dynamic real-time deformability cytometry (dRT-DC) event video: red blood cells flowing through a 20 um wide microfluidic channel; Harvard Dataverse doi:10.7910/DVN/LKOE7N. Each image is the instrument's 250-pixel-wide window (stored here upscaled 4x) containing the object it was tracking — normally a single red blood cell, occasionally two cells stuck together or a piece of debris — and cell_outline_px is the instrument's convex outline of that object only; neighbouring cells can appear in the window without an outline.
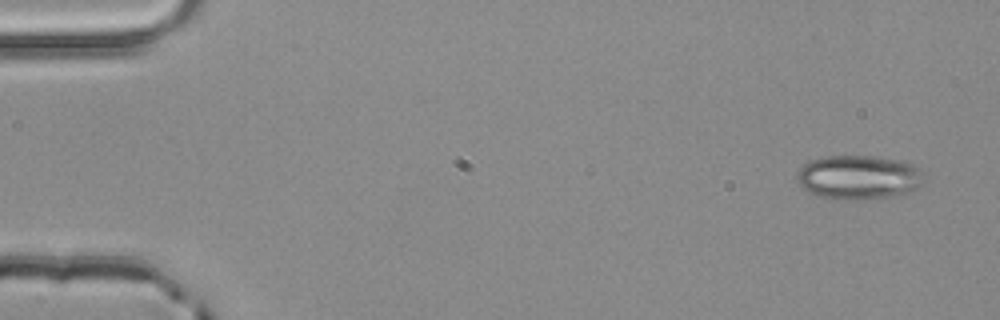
{"species": "common noctule bat (a hibernating species)", "species_latin": "Nyctalus noctula", "temperature_condition": "room temperature", "stored_images_in_passage": 3, "camera_frame_rate_fps": 3000, "um_per_image_px": 0.085, "animal": {"sex": "male", "body_mass_g": 20.4}, "frame": {"image": 1, "passage_image": 1, "time_ms": 0.0, "image_size_px": [1000, 320], "cell_outline_px": [[920, 184], [916, 188], [896, 196], [856, 200], [832, 200], [808, 192], [796, 180], [796, 172], [804, 164], [812, 160], [828, 156], [872, 156], [900, 160], [912, 164], [920, 168]], "centroid_in_image_um": [72.92, 15.08], "position_along_channel_um": 12.1, "area_um2": 32.6}}